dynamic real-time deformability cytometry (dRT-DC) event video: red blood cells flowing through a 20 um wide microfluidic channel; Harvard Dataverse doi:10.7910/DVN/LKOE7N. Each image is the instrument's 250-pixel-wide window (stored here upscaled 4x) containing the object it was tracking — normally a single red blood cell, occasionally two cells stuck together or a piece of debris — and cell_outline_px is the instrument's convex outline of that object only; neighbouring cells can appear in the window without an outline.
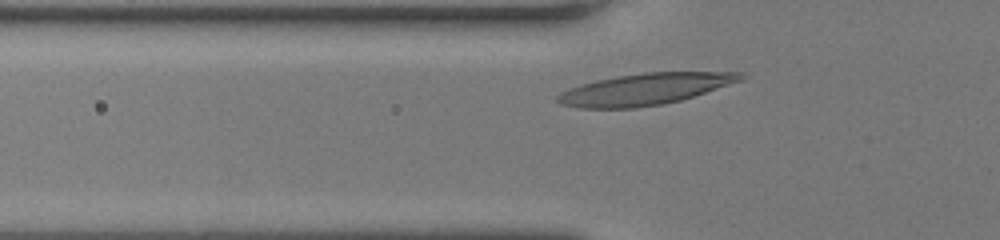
{"species": "human", "species_latin": "Homo sapiens", "temperature_condition": "room temperature", "stored_images_in_passage": 30, "camera_frame_rate_fps": 3000, "um_per_image_px": 0.085, "donor": {"sex": "female"}, "frame": {"image": 1, "passage_image": 5, "time_ms": 1.333, "image_size_px": [1000, 240], "cell_outline_px": [[748, 76], [744, 80], [680, 100], [664, 104], [636, 108], [580, 108], [560, 104], [556, 100], [556, 96], [560, 92], [580, 84], [596, 80], [644, 72], [744, 72]], "centroid_in_image_um": [54.84, 7.57], "position_along_channel_um": 71.0, "area_um2": 33.64}}
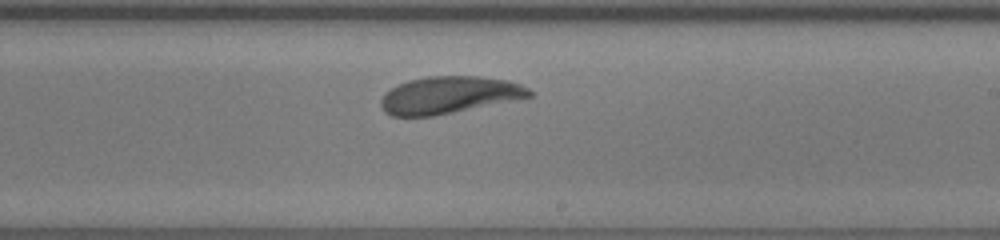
{"frame": {"image": 2, "passage_image": 19, "time_ms": 6.0, "image_size_px": [1000, 240], "cell_outline_px": [[532, 96], [432, 116], [392, 116], [384, 112], [380, 104], [380, 100], [392, 88], [408, 80], [428, 76], [480, 76], [508, 80], [520, 84], [528, 88], [532, 92]], "centroid_in_image_um": [38.16, 8.07], "position_along_channel_um": 250.8, "area_um2": 31.67}}
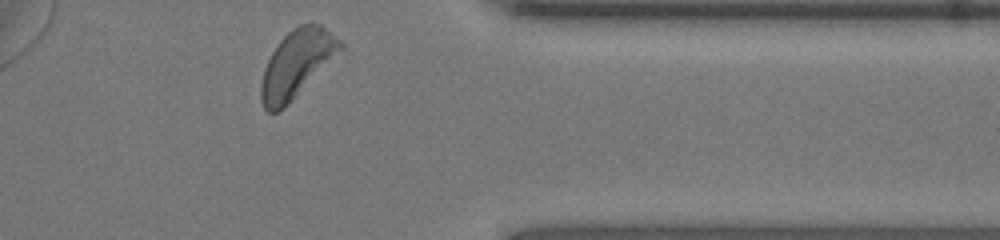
{"frame": {"image": 3, "passage_image": 30, "time_ms": 9.667, "image_size_px": [1000, 240], "cell_outline_px": [[344, 48], [284, 108], [276, 112], [268, 112], [264, 108], [260, 100], [260, 84], [264, 68], [272, 52], [280, 40], [292, 28], [300, 24], [312, 20], [320, 24], [340, 40], [344, 44]], "centroid_in_image_um": [25.21, 5.4], "position_along_channel_um": 386.2, "area_um2": 31.04}, "authors_computed_cell_mechanics": {"area_um2": 31.9923, "velocity_mm_per_s": 3.9042, "shape_relaxation_time_tau1_ms": 2.7844, "shape_relaxation_time_tau2_ms": 1.0664, "deformation_change_tau1": 0.1467, "deformation_change_tau2": 0.0706}}